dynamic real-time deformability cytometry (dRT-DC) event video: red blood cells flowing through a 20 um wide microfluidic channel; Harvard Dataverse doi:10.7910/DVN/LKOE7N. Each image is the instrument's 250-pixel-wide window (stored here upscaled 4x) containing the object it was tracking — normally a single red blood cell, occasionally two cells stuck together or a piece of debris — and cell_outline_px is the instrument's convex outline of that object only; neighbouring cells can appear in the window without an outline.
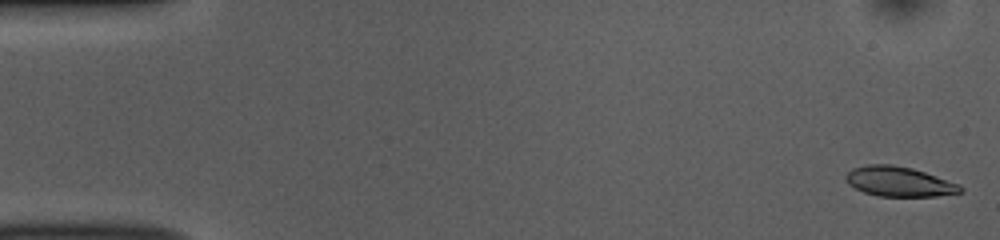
{"species": "common noctule bat (a hibernating species)", "species_latin": "Nyctalus noctula", "temperature_condition": "room temperature", "stored_images_in_passage": 51, "camera_frame_rate_fps": 3000, "um_per_image_px": 0.085, "animal": {"sex": "female", "body_mass_g": 10.0, "forearm_length_mm": 53.1}, "frame": {"image": 1, "passage_image": 1, "time_ms": 0.0, "image_size_px": [1000, 240], "cell_outline_px": [[964, 192], [936, 196], [876, 196], [864, 192], [848, 184], [844, 176], [852, 168], [868, 164], [892, 164], [912, 168], [960, 184], [964, 188]], "centroid_in_image_um": [76.43, 15.43], "position_along_channel_um": 8.6, "area_um2": 20.0}}
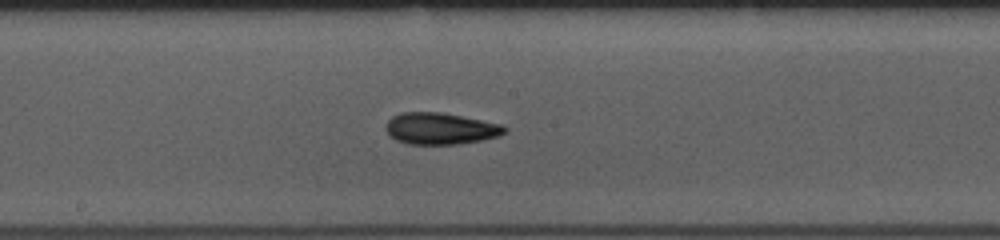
{"frame": {"image": 2, "passage_image": 27, "time_ms": 8.667, "image_size_px": [1000, 240], "cell_outline_px": [[508, 132], [500, 136], [460, 144], [408, 144], [396, 140], [388, 136], [384, 128], [388, 120], [392, 116], [400, 112], [440, 112], [504, 124], [508, 128]], "centroid_in_image_um": [37.44, 10.93], "position_along_channel_um": 210.8, "area_um2": 22.25}}
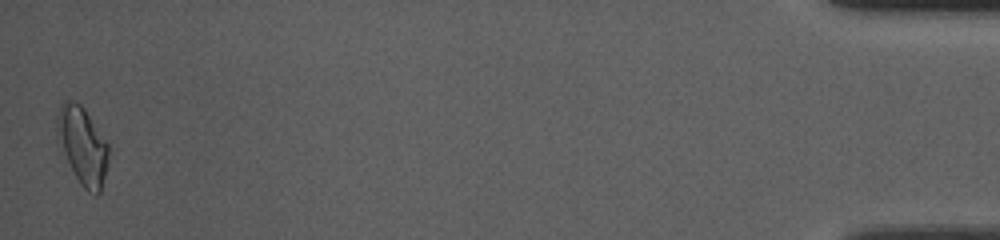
{"frame": {"image": 3, "passage_image": 51, "time_ms": 16.667, "image_size_px": [1000, 240], "cell_outline_px": [[108, 164], [100, 192], [96, 196], [88, 192], [80, 184], [68, 160], [56, 128], [56, 116], [60, 104], [64, 100], [68, 100], [80, 104], [84, 108], [108, 144]], "centroid_in_image_um": [7.04, 12.37], "position_along_channel_um": 428.2, "area_um2": 22.6}, "authors_computed_cell_mechanics": {"area_um2": 20.808, "velocity_mm_per_s": 3.8492, "shape_relaxation_time_tau1_ms": 3.4651, "shape_relaxation_time_tau2_ms": 3.616, "deformation_change_tau1": 0.1159, "deformation_change_tau2": 0.1081}}